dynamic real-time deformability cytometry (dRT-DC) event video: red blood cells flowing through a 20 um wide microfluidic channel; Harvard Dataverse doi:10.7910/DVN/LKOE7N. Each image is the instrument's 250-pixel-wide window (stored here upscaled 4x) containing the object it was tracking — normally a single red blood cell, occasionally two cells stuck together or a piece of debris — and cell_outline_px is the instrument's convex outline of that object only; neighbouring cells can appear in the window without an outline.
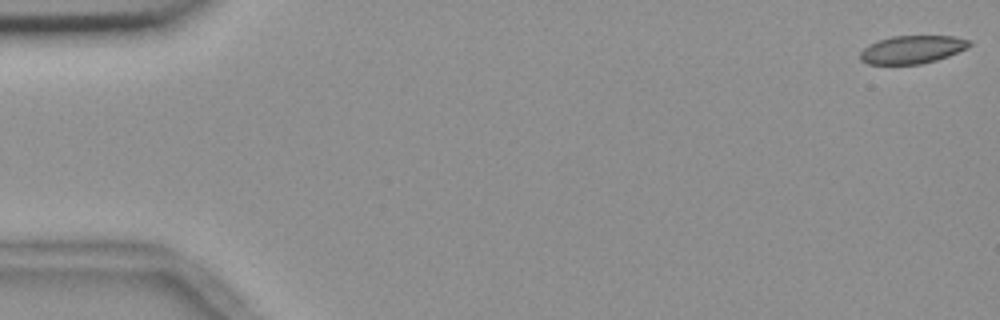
{"species": "common noctule bat (a hibernating species)", "species_latin": "Nyctalus noctula", "temperature_condition": "room temperature", "stored_images_in_passage": 55, "camera_frame_rate_fps": 3000, "um_per_image_px": 0.085, "animal": {"sex": "female", "body_mass_g": 18.4}, "frame": {"image": 1, "passage_image": 1, "time_ms": 0.0, "image_size_px": [1000, 320], "cell_outline_px": [[972, 44], [968, 48], [948, 56], [936, 60], [920, 64], [868, 64], [860, 60], [860, 52], [868, 44], [892, 36], [956, 36], [972, 40]], "centroid_in_image_um": [77.57, 4.2], "position_along_channel_um": 7.4, "area_um2": 17.92}}
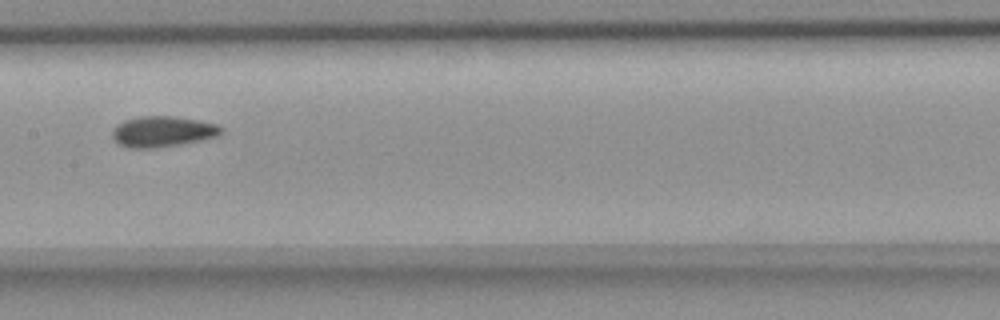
{"frame": {"image": 2, "passage_image": 28, "time_ms": 9.0, "image_size_px": [1000, 320], "cell_outline_px": [[224, 132], [216, 136], [200, 140], [180, 144], [152, 148], [128, 148], [120, 144], [112, 136], [112, 132], [116, 124], [124, 120], [140, 116], [172, 116], [196, 120], [216, 124], [224, 128]], "centroid_in_image_um": [13.81, 11.18], "position_along_channel_um": 193.6, "area_um2": 19.36}}
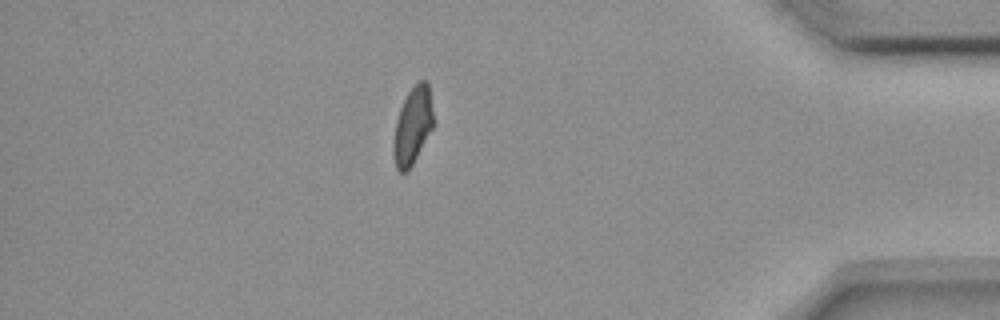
{"frame": {"image": 3, "passage_image": 48, "time_ms": 15.667, "image_size_px": [1000, 320], "cell_outline_px": [[432, 128], [408, 172], [400, 172], [396, 168], [392, 152], [392, 144], [396, 120], [400, 108], [408, 92], [420, 80], [424, 80], [428, 84], [432, 112]], "centroid_in_image_um": [35.03, 10.74], "position_along_channel_um": 400.2, "area_um2": 17.63}, "authors_computed_cell_mechanics": {"area_um2": 19.074, "velocity_mm_per_s": 3.6778, "shape_relaxation_time_tau1_ms": 10.6246, "shape_relaxation_time_tau2_ms": 2.2418, "deformation_change_tau1": 0.1782, "deformation_change_tau2": 0.0642}}